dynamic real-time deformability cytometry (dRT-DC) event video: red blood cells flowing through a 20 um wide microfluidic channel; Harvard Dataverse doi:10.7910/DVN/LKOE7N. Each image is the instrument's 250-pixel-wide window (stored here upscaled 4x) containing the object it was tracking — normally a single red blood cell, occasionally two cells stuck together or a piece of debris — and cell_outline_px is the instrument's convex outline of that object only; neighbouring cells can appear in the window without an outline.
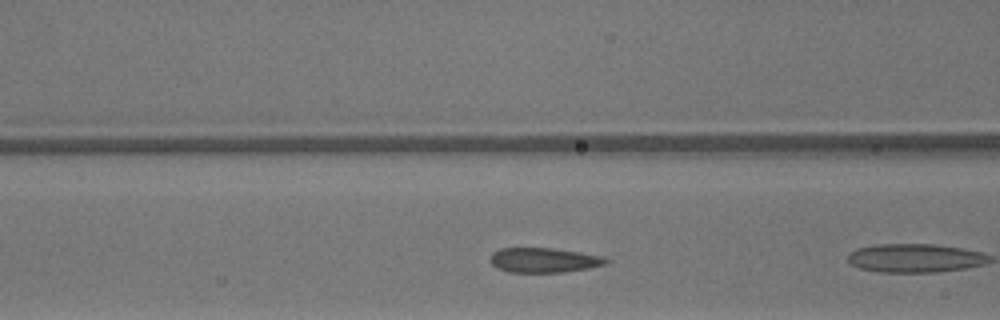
{"species": "common noctule bat (a hibernating species)", "species_latin": "Nyctalus noctula", "temperature_condition": "warm", "stored_images_in_passage": 10, "camera_frame_rate_fps": 3000, "um_per_image_px": 0.085, "animal": {"sex": "male", "body_mass_g": 13.3}, "frame": {"image": 1, "passage_image": 5, "time_ms": 1.333, "image_size_px": [1000, 320], "cell_outline_px": [[608, 260], [604, 264], [588, 268], [564, 272], [508, 272], [496, 268], [492, 264], [492, 252], [500, 248], [552, 248], [580, 252], [604, 256]], "centroid_in_image_um": [46.22, 22.11], "position_along_channel_um": 120.4, "area_um2": 16.59}}